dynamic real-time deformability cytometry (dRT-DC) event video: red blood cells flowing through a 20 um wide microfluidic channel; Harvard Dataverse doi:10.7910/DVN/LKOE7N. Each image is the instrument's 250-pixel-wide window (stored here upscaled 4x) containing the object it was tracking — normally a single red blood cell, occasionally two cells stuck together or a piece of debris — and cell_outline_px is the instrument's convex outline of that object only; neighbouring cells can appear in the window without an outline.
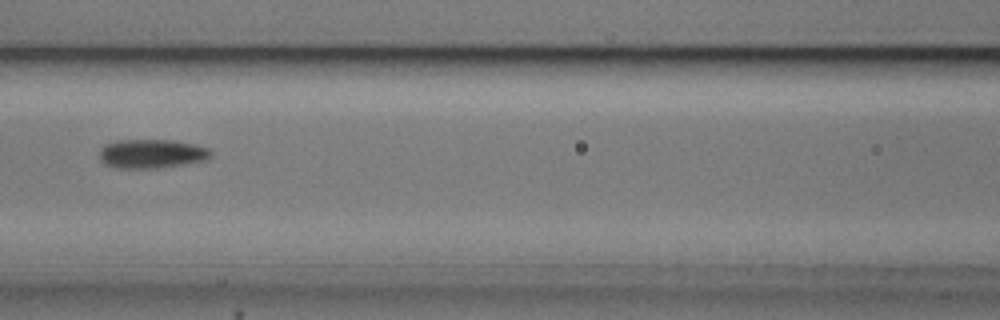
{"species": "common noctule bat (a hibernating species)", "species_latin": "Nyctalus noctula", "temperature_condition": "cold", "stored_images_in_passage": 9, "camera_frame_rate_fps": 3000, "um_per_image_px": 0.085, "animal": {"sex": "male", "body_mass_g": 20.5, "forearm_length_mm": 52.5}, "frame": {"image": 1, "passage_image": 7, "time_ms": 7.0, "image_size_px": [1000, 320], "cell_outline_px": [[212, 156], [208, 160], [164, 168], [120, 168], [104, 164], [100, 160], [100, 148], [104, 144], [120, 140], [172, 140], [196, 144], [208, 148], [212, 152]], "centroid_in_image_um": [12.93, 13.07], "position_along_channel_um": 153.7, "area_um2": 19.13}}
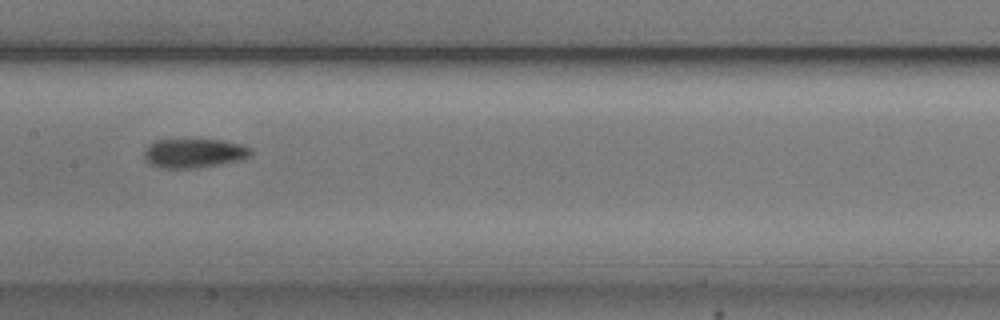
{"frame": {"image": 2, "passage_image": 8, "time_ms": 8.0, "image_size_px": [1000, 320], "cell_outline_px": [[252, 156], [244, 160], [200, 168], [160, 168], [144, 160], [144, 148], [148, 144], [156, 140], [224, 140], [240, 144], [252, 148]], "centroid_in_image_um": [16.53, 13.03], "position_along_channel_um": 190.9, "area_um2": 18.5}}
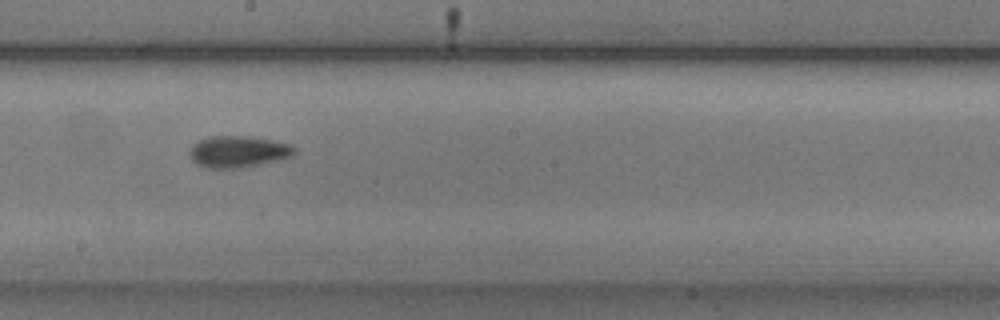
{"frame": {"image": 3, "passage_image": 9, "time_ms": 9.0, "image_size_px": [1000, 320], "cell_outline_px": [[296, 152], [292, 156], [260, 164], [240, 168], [208, 168], [196, 164], [188, 156], [188, 152], [192, 144], [208, 136], [252, 136], [272, 140], [288, 144], [296, 148]], "centroid_in_image_um": [20.2, 12.88], "position_along_channel_um": 228.0, "area_um2": 19.42}}